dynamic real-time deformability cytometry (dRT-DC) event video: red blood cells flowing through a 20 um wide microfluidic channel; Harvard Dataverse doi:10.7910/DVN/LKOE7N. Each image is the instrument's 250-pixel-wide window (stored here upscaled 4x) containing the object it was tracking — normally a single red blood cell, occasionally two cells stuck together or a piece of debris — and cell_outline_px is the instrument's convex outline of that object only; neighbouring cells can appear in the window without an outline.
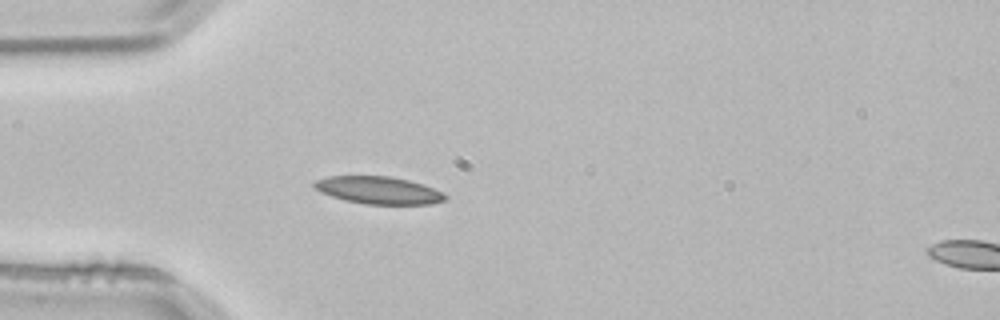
{"species": "common noctule bat (a hibernating species)", "species_latin": "Nyctalus noctula", "temperature_condition": "room temperature", "stored_images_in_passage": 4, "segment_of_instrument_passage": [1, 2], "camera_frame_rate_fps": 3000, "um_per_image_px": 0.085, "animal": {"sex": "male", "body_mass_g": 21.5, "forearm_length_mm": 52.0}, "frame": {"image": 1, "passage_image": 3, "time_ms": 0.667, "image_size_px": [1000, 320], "cell_outline_px": [[448, 196], [444, 200], [432, 204], [364, 204], [344, 200], [320, 192], [312, 188], [312, 184], [316, 180], [328, 176], [392, 176], [408, 180], [444, 192]], "centroid_in_image_um": [32.14, 16.17], "position_along_channel_um": 52.9, "area_um2": 20.98}}